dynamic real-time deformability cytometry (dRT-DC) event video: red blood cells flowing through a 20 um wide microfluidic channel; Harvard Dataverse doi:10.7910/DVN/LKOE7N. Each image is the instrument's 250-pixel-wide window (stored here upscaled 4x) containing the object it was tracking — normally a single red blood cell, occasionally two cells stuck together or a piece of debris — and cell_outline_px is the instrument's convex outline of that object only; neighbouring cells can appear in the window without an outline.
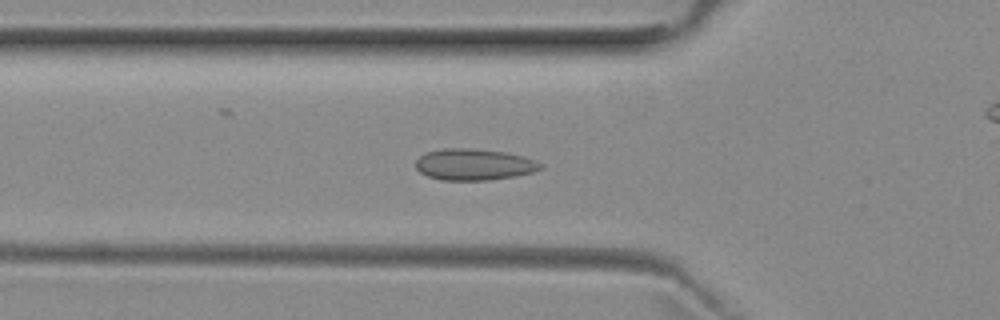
{"species": "common noctule bat (a hibernating species)", "species_latin": "Nyctalus noctula", "temperature_condition": "room temperature", "stored_images_in_passage": 52, "camera_frame_rate_fps": 3000, "um_per_image_px": 0.085, "animal": {"sex": "female", "body_mass_g": 29.2, "forearm_length_mm": 56.3}, "frame": {"image": 1, "passage_image": 17, "time_ms": 5.333, "image_size_px": [1000, 320], "cell_outline_px": [[544, 164], [540, 168], [532, 172], [516, 176], [488, 180], [440, 180], [428, 176], [420, 172], [416, 168], [416, 160], [420, 156], [428, 152], [444, 148], [468, 148], [504, 152], [524, 156], [536, 160]], "centroid_in_image_um": [40.3, 13.98], "position_along_channel_um": 85.5, "area_um2": 22.77}}
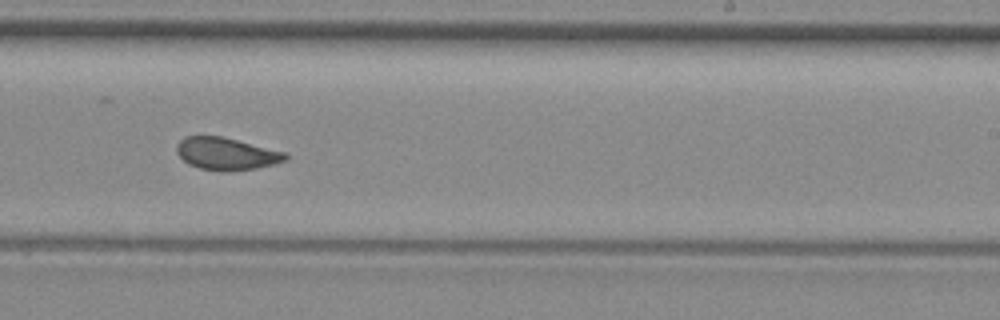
{"frame": {"image": 2, "passage_image": 31, "time_ms": 10.0, "image_size_px": [1000, 320], "cell_outline_px": [[288, 160], [276, 164], [256, 168], [232, 172], [220, 172], [200, 168], [188, 164], [176, 152], [176, 148], [180, 140], [184, 136], [220, 136], [284, 152], [288, 156]], "centroid_in_image_um": [19.24, 13.09], "position_along_channel_um": 269.8, "area_um2": 20.52}}
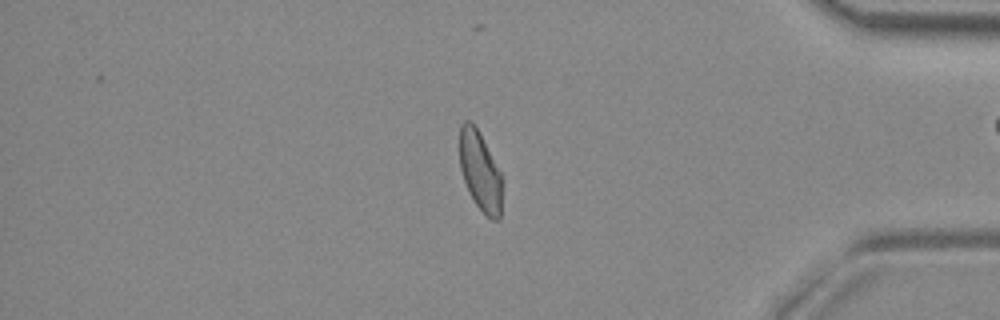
{"frame": {"image": 3, "passage_image": 43, "time_ms": 14.0, "image_size_px": [1000, 320], "cell_outline_px": [[504, 176], [500, 220], [492, 220], [476, 204], [464, 180], [460, 168], [460, 124], [464, 120], [468, 120], [476, 128]], "centroid_in_image_um": [40.86, 14.58], "position_along_channel_um": 394.3, "area_um2": 19.71}, "authors_computed_cell_mechanics": {"area_um2": 21.2704, "velocity_mm_per_s": 3.9445, "shape_relaxation_time_tau1_ms": null, "shape_relaxation_time_tau2_ms": 0.9632, "deformation_change_tau1": null, "deformation_change_tau2": 0.0572}}